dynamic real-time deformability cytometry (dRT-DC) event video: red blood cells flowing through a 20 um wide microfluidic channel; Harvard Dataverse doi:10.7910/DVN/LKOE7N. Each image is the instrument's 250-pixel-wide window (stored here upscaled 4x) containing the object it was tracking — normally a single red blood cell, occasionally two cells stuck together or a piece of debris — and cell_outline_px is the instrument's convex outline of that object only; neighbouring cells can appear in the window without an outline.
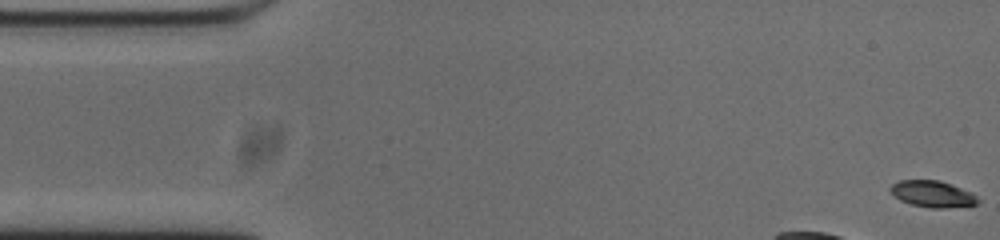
{"species": "common noctule bat (a hibernating species)", "species_latin": "Nyctalus noctula", "temperature_condition": "cold", "stored_images_in_passage": 12, "camera_frame_rate_fps": 3000, "um_per_image_px": 0.085, "animal": {"sex": "male", "body_mass_g": 20.0, "forearm_length_mm": 53.3}, "frame": {"image": 1, "passage_image": 1, "time_ms": 0.0, "image_size_px": [1000, 240], "cell_outline_px": [[980, 200], [976, 204], [944, 208], [932, 208], [912, 204], [900, 200], [888, 188], [892, 184], [900, 180], [940, 180], [972, 192]], "centroid_in_image_um": [79.27, 16.47], "position_along_channel_um": 5.7, "area_um2": 13.35}}